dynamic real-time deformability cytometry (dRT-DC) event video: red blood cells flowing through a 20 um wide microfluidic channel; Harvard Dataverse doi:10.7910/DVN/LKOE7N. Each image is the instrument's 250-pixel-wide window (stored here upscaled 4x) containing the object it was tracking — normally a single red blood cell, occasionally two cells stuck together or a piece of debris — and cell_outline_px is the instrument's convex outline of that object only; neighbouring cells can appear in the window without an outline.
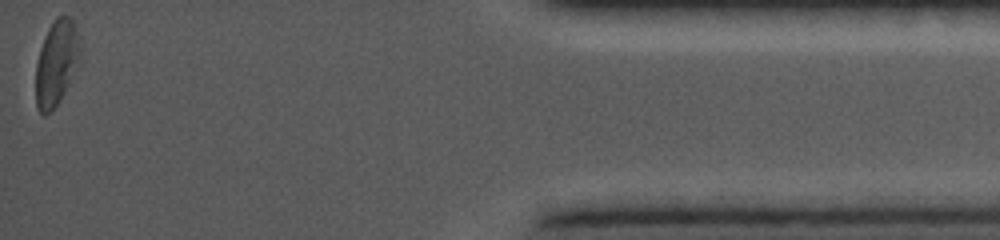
{"species": "common noctule bat (a hibernating species)", "species_latin": "Nyctalus noctula", "temperature_condition": "cold", "stored_images_in_passage": 22, "camera_frame_rate_fps": 5000, "um_per_image_px": 0.085, "animal": {"sex": "female", "body_mass_g": 19.0, "forearm_length_mm": 56.7}, "frame": {"image": 1, "passage_image": 22, "time_ms": 11.6, "image_size_px": [1000, 240], "cell_outline_px": [[76, 56], [68, 84], [60, 100], [44, 116], [36, 108], [36, 64], [40, 48], [44, 36], [48, 28], [56, 16], [68, 16], [72, 20], [76, 32]], "centroid_in_image_um": [4.69, 5.36], "position_along_channel_um": 430.5, "area_um2": 20.63}}